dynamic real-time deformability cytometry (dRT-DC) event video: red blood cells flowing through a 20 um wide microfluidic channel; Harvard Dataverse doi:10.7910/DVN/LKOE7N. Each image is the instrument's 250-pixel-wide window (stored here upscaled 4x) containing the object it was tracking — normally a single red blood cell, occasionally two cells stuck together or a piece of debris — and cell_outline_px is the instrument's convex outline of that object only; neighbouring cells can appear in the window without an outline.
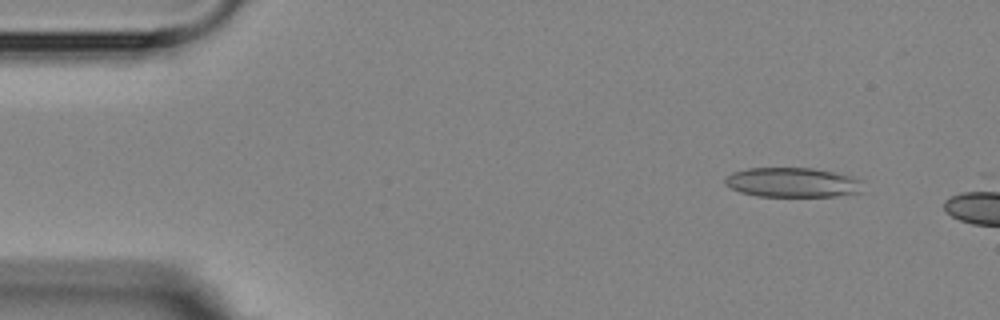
{"species": "Egyptian fruit bat (a non-hibernating species)", "species_latin": "Rousettus aegyptiacus", "temperature_condition": "room temperature", "stored_images_in_passage": 3, "camera_frame_rate_fps": 3000, "um_per_image_px": 0.085, "animal": {"sex": "female"}, "frame": {"image": 1, "passage_image": 2, "time_ms": 1.0, "image_size_px": [1000, 320], "cell_outline_px": [[864, 180], [860, 192], [836, 196], [756, 196], [740, 192], [724, 184], [724, 176], [732, 172], [748, 168], [812, 168], [852, 176]], "centroid_in_image_um": [67.34, 15.5], "position_along_channel_um": 17.7, "area_um2": 23.93}}